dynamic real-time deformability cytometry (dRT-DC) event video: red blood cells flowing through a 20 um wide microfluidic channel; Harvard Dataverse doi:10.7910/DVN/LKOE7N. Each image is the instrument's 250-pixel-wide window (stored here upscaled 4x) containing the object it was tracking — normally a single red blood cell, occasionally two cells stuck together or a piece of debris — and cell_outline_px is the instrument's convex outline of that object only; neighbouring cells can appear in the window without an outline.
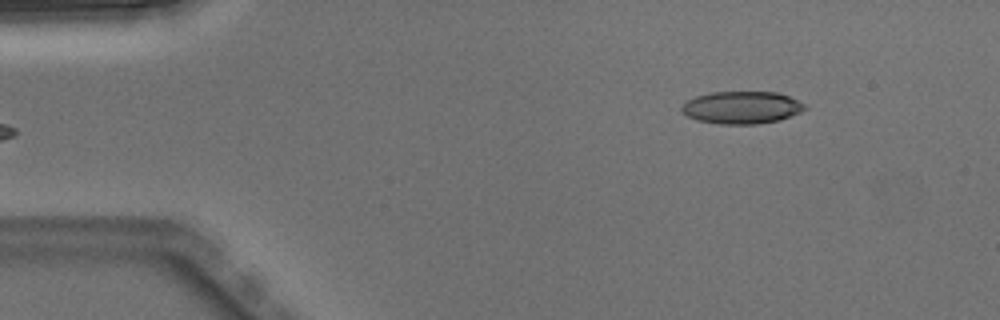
{"species": "Egyptian fruit bat (a non-hibernating species)", "species_latin": "Rousettus aegyptiacus", "temperature_condition": "warm", "stored_images_in_passage": 5, "segment_of_instrument_passage": [2, 2], "camera_frame_rate_fps": 3000, "um_per_image_px": 0.085, "animal": {"sex": "male"}, "frame": {"image": 1, "passage_image": 5, "time_ms": 1.333, "image_size_px": [1000, 320], "cell_outline_px": [[808, 108], [800, 112], [780, 120], [756, 124], [720, 124], [696, 120], [688, 116], [680, 108], [688, 100], [696, 96], [712, 92], [776, 92], [788, 96], [804, 104]], "centroid_in_image_um": [63.05, 9.14], "position_along_channel_um": 21.9, "area_um2": 23.12}}